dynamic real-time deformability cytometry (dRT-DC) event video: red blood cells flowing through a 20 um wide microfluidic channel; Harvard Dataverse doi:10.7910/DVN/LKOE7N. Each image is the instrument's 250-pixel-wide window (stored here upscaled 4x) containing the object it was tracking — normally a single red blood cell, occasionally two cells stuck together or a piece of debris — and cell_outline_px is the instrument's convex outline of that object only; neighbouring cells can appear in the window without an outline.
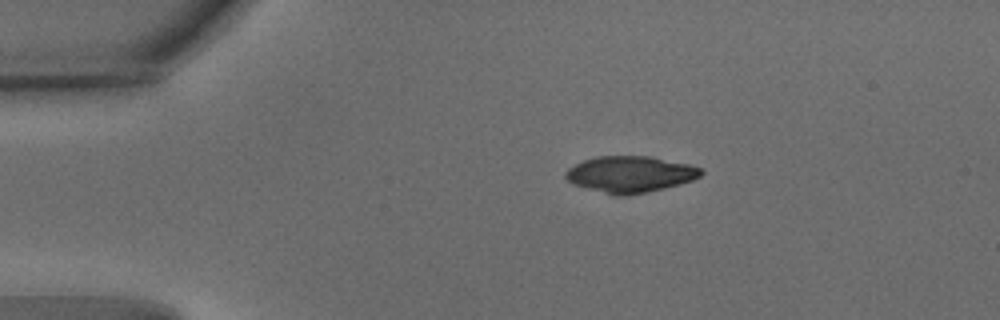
{"species": "common noctule bat (a hibernating species)", "species_latin": "Nyctalus noctula", "temperature_condition": "warm", "stored_images_in_passage": 8, "camera_frame_rate_fps": 3000, "um_per_image_px": 0.085, "animal": {"sex": "male", "body_mass_g": 15.6}, "frame": {"image": 1, "passage_image": 1, "time_ms": 0.0, "image_size_px": [1000, 320], "cell_outline_px": [[704, 172], [700, 176], [692, 180], [680, 184], [664, 188], [628, 196], [616, 196], [572, 184], [564, 176], [564, 172], [568, 168], [584, 160], [596, 156], [648, 156], [688, 164], [704, 168]], "centroid_in_image_um": [53.56, 14.81], "position_along_channel_um": 31.4, "area_um2": 28.73}}